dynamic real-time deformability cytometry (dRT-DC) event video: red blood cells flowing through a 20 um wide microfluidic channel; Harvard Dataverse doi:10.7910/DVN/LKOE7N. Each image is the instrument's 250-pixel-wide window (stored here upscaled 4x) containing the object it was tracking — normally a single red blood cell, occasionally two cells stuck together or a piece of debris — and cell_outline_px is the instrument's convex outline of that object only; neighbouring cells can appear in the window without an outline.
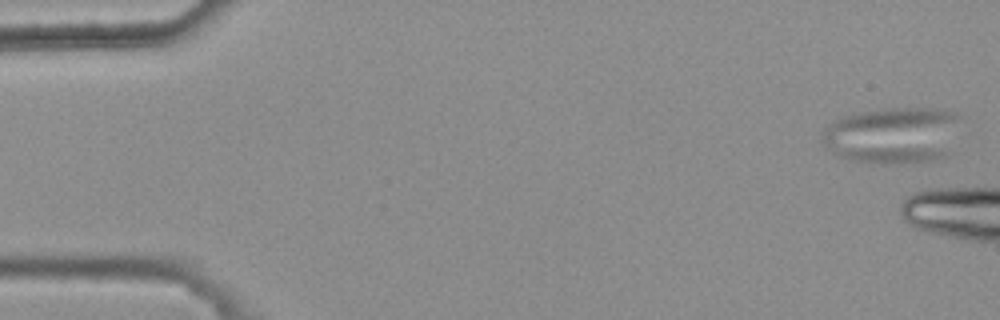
{"species": "common noctule bat (a hibernating species)", "species_latin": "Nyctalus noctula", "temperature_condition": "warm", "stored_images_in_passage": 5, "camera_frame_rate_fps": 3000, "um_per_image_px": 0.085, "animal": {"sex": "female", "body_mass_g": 25.1}, "frame": {"image": 1, "passage_image": 1, "time_ms": 0.0, "image_size_px": [1000, 320], "cell_outline_px": [[964, 116], [944, 156], [928, 160], [900, 164], [884, 164], [848, 160], [836, 156], [824, 144], [824, 128], [828, 124], [844, 116], [860, 112], [888, 108], [944, 108], [956, 112]], "centroid_in_image_um": [75.91, 11.48], "position_along_channel_um": 9.1, "area_um2": 45.72}}